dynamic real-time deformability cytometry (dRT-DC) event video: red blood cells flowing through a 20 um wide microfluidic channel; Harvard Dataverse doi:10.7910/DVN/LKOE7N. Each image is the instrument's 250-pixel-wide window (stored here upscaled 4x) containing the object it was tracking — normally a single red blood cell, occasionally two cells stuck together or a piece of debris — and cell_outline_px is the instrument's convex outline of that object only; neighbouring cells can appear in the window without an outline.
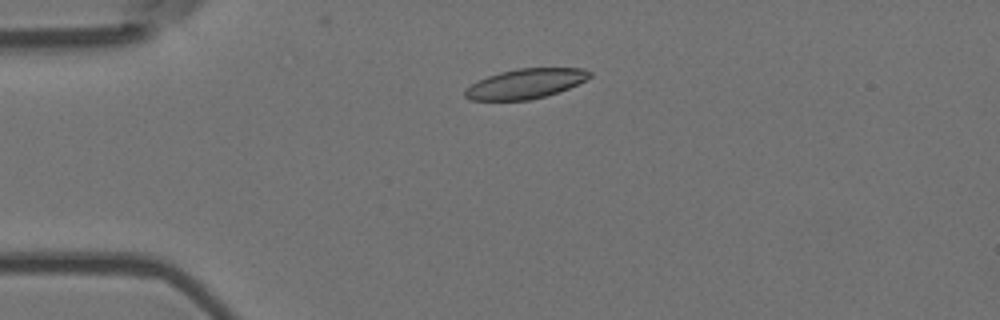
{"species": "Egyptian fruit bat (a non-hibernating species)", "species_latin": "Rousettus aegyptiacus", "temperature_condition": "room temperature", "stored_images_in_passage": 3, "camera_frame_rate_fps": 3000, "um_per_image_px": 0.085, "animal": {"sex": "female"}, "frame": {"image": 1, "passage_image": 2, "time_ms": 0.333, "image_size_px": [1000, 320], "cell_outline_px": [[592, 76], [568, 88], [544, 96], [528, 100], [468, 100], [464, 96], [464, 88], [488, 76], [500, 72], [516, 68], [584, 68], [592, 72]], "centroid_in_image_um": [44.64, 7.11], "position_along_channel_um": 40.4, "area_um2": 21.5}}